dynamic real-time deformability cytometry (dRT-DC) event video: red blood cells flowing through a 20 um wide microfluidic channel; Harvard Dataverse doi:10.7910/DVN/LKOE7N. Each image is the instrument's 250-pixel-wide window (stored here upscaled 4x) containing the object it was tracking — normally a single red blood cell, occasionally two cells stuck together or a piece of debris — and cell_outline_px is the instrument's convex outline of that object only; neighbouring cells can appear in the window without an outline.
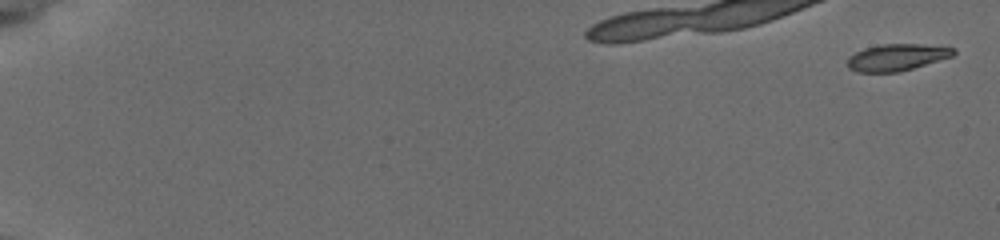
{"species": "common noctule bat (a hibernating species)", "species_latin": "Nyctalus noctula", "temperature_condition": "cold", "stored_images_in_passage": 21, "camera_frame_rate_fps": 3000, "um_per_image_px": 0.085, "animal": {"sex": "female", "body_mass_g": 19.5, "forearm_length_mm": 54.1}, "frame": {"image": 1, "passage_image": 1, "time_ms": 0.0, "image_size_px": [1000, 240], "cell_outline_px": [[956, 52], [952, 56], [912, 68], [896, 72], [856, 72], [848, 68], [848, 56], [864, 48], [880, 44], [920, 44], [956, 48]], "centroid_in_image_um": [76.2, 4.86], "position_along_channel_um": 8.8, "area_um2": 16.42}}
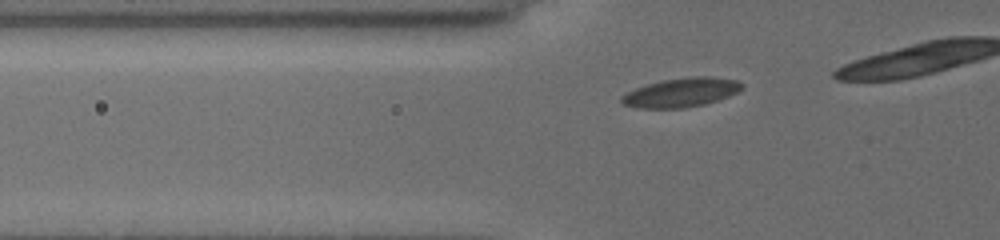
{"frame": {"image": 2, "passage_image": 15, "time_ms": 3.333, "image_size_px": [1000, 240], "cell_outline_px": [[740, 88], [736, 92], [728, 96], [704, 104], [684, 108], [636, 108], [624, 104], [620, 100], [620, 96], [636, 88], [648, 84], [664, 80], [696, 76], [704, 76], [736, 80], [740, 84]], "centroid_in_image_um": [57.84, 7.87], "position_along_channel_um": 68.0, "area_um2": 19.88}}